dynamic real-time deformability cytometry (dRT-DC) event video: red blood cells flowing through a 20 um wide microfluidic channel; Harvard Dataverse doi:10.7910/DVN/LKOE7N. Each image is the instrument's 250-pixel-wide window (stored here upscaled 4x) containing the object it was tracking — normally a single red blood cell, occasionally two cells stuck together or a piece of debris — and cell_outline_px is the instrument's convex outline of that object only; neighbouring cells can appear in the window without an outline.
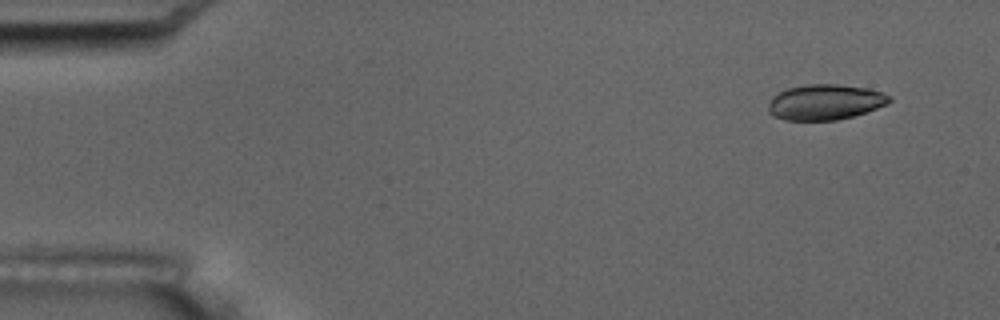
{"species": "common noctule bat (a hibernating species)", "species_latin": "Nyctalus noctula", "temperature_condition": "room temperature", "stored_images_in_passage": 4, "camera_frame_rate_fps": 3000, "um_per_image_px": 0.085, "animal": {"sex": "male", "body_mass_g": 17.5, "forearm_length_mm": 52.3}, "frame": {"image": 1, "passage_image": 2, "time_ms": 1.0, "image_size_px": [1000, 320], "cell_outline_px": [[892, 100], [888, 104], [852, 116], [836, 120], [784, 120], [772, 116], [768, 112], [768, 104], [772, 96], [788, 88], [808, 84], [836, 84], [868, 88], [892, 96]], "centroid_in_image_um": [70.12, 8.68], "position_along_channel_um": 14.9, "area_um2": 25.03}}